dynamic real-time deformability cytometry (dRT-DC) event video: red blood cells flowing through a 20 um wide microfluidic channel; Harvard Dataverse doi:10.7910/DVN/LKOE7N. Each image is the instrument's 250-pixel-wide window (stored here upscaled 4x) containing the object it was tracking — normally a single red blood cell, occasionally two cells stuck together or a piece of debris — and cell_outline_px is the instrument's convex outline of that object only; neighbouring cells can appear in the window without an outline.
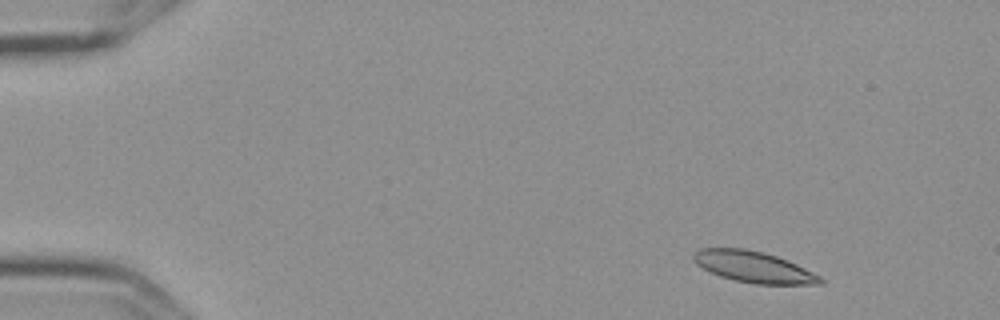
{"species": "Egyptian fruit bat (a non-hibernating species)", "species_latin": "Rousettus aegyptiacus", "temperature_condition": "cold", "stored_images_in_passage": 4, "camera_frame_rate_fps": 3000, "um_per_image_px": 0.085, "frame": {"image": 1, "passage_image": 1, "time_ms": 0.0, "image_size_px": [1000, 320], "cell_outline_px": [[824, 280], [820, 284], [756, 284], [736, 280], [720, 276], [696, 264], [692, 260], [692, 252], [700, 248], [744, 248], [776, 256], [796, 264], [820, 276]], "centroid_in_image_um": [64.01, 22.68], "position_along_channel_um": 21.0, "area_um2": 22.77}}
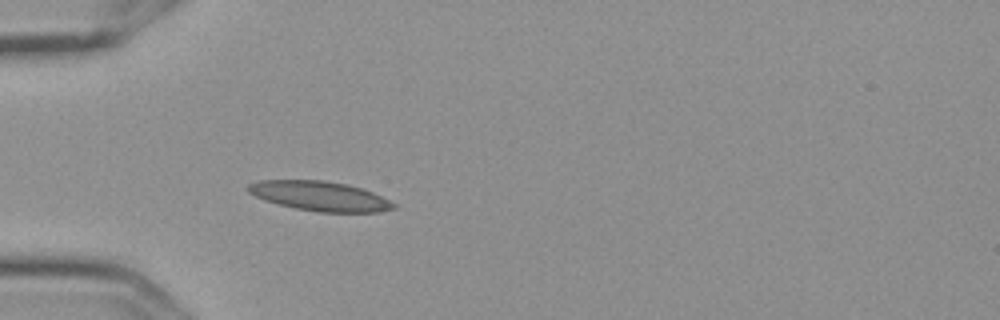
{"frame": {"image": 2, "passage_image": 4, "time_ms": 1.0, "image_size_px": [1000, 320], "cell_outline_px": [[396, 208], [380, 212], [316, 212], [296, 208], [264, 200], [248, 192], [244, 188], [248, 184], [260, 180], [320, 180], [348, 184], [372, 192], [396, 204]], "centroid_in_image_um": [27.16, 16.66], "position_along_channel_um": 57.8, "area_um2": 25.03}}